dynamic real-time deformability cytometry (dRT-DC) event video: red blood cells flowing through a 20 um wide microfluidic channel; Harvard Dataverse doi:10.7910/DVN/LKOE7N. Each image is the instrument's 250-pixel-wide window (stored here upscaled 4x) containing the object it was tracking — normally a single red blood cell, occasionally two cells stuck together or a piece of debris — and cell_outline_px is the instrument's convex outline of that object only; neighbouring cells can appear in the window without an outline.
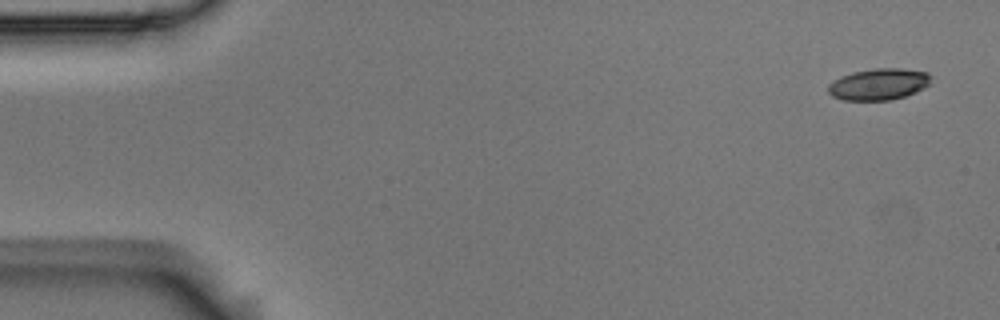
{"species": "Egyptian fruit bat (a non-hibernating species)", "species_latin": "Rousettus aegyptiacus", "temperature_condition": "room temperature", "stored_images_in_passage": 5, "segment_of_instrument_passage": [1, 2], "camera_frame_rate_fps": 3000, "um_per_image_px": 0.085, "animal": {"sex": "male"}, "frame": {"image": 1, "passage_image": 1, "time_ms": 0.0, "image_size_px": [1000, 320], "cell_outline_px": [[932, 76], [928, 84], [924, 88], [916, 92], [892, 100], [844, 100], [832, 96], [828, 92], [828, 84], [832, 80], [840, 76], [852, 72], [872, 68], [900, 68], [928, 72]], "centroid_in_image_um": [74.67, 7.15], "position_along_channel_um": 10.3, "area_um2": 19.07}}